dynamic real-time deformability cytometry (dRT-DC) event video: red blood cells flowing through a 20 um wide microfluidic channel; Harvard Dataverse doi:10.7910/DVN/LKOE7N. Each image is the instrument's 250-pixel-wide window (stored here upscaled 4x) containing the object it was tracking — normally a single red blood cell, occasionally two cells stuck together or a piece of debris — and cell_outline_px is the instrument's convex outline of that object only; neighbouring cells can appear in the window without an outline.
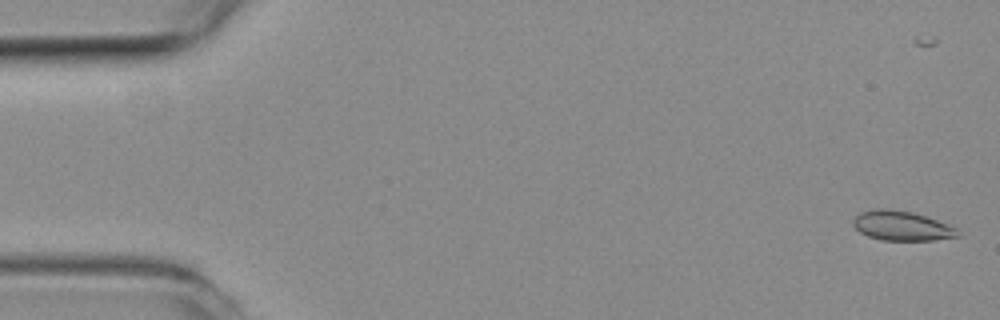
{"species": "common noctule bat (a hibernating species)", "species_latin": "Nyctalus noctula", "temperature_condition": "room temperature", "stored_images_in_passage": 53, "camera_frame_rate_fps": 3000, "um_per_image_px": 0.085, "animal": {"sex": "female", "body_mass_g": 19.3, "forearm_length_mm": 54.1}, "frame": {"image": 1, "passage_image": 2, "time_ms": 0.333, "image_size_px": [1000, 320], "cell_outline_px": [[960, 236], [932, 240], [880, 240], [868, 236], [860, 232], [852, 224], [852, 220], [860, 212], [880, 208], [884, 208], [912, 212], [948, 224], [956, 228], [960, 232]], "centroid_in_image_um": [76.63, 19.2], "position_along_channel_um": 8.4, "area_um2": 17.92}}
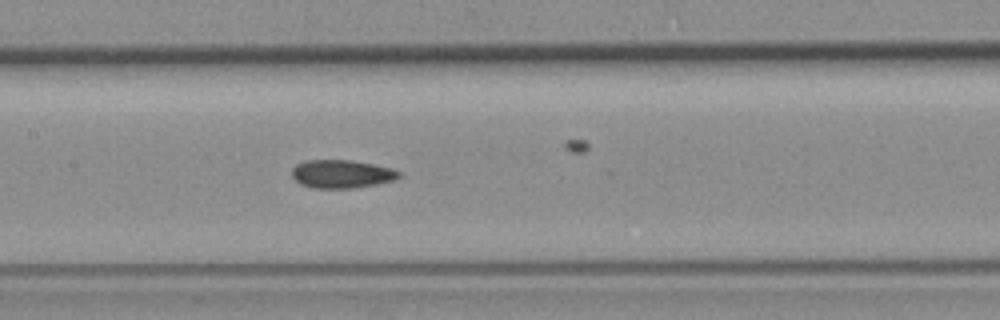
{"frame": {"image": 2, "passage_image": 25, "time_ms": 8.0, "image_size_px": [1000, 320], "cell_outline_px": [[400, 176], [392, 180], [376, 184], [352, 188], [312, 188], [300, 184], [292, 176], [292, 168], [296, 164], [308, 160], [352, 160], [392, 168], [400, 172]], "centroid_in_image_um": [29.01, 14.78], "position_along_channel_um": 178.4, "area_um2": 17.51}}
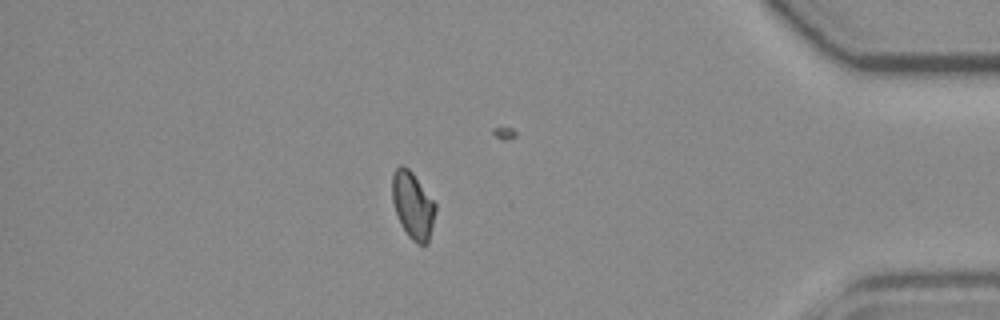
{"frame": {"image": 3, "passage_image": 45, "time_ms": 14.667, "image_size_px": [1000, 320], "cell_outline_px": [[436, 208], [432, 228], [428, 244], [416, 244], [408, 236], [400, 224], [392, 200], [392, 176], [396, 168], [400, 164], [404, 164], [412, 172], [436, 204]], "centroid_in_image_um": [35.08, 17.45], "position_along_channel_um": 400.1, "area_um2": 16.88}, "authors_computed_cell_mechanics": {"area_um2": 17.4556, "velocity_mm_per_s": 3.9775, "shape_relaxation_time_tau1_ms": null, "shape_relaxation_time_tau2_ms": 4.5008, "deformation_change_tau1": null, "deformation_change_tau2": 0.0617}}